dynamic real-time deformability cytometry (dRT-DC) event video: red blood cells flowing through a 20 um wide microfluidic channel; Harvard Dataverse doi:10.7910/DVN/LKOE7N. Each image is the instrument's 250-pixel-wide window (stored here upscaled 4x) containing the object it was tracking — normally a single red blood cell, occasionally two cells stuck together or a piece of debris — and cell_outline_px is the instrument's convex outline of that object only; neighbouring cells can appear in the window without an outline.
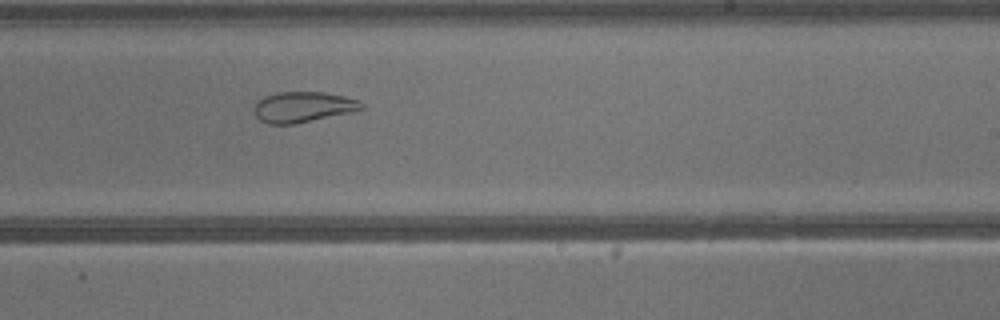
{"species": "common noctule bat (a hibernating species)", "species_latin": "Nyctalus noctula", "temperature_condition": "warm", "stored_images_in_passage": 27, "camera_frame_rate_fps": 3000, "um_per_image_px": 0.085, "animal": {"sex": "male", "body_mass_g": 13.3}, "frame": {"image": 1, "passage_image": 12, "time_ms": 3.667, "image_size_px": [1000, 320], "cell_outline_px": [[364, 108], [352, 112], [296, 124], [268, 124], [260, 120], [256, 116], [252, 108], [264, 96], [276, 92], [324, 92], [344, 96], [360, 100], [364, 104]], "centroid_in_image_um": [25.77, 9.09], "position_along_channel_um": 263.2, "area_um2": 19.31}}
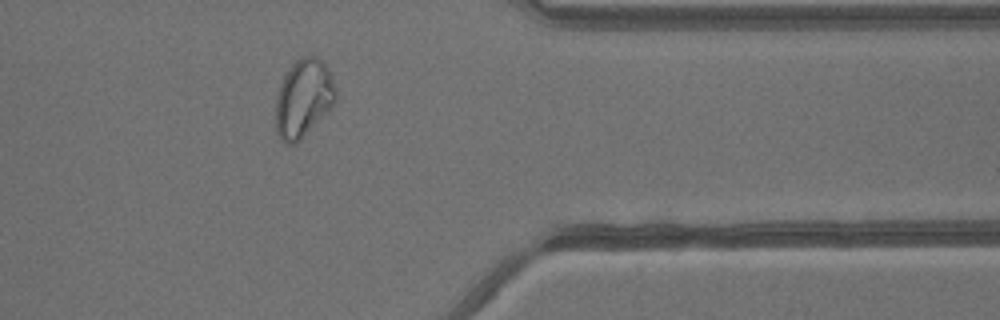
{"frame": {"image": 2, "passage_image": 20, "time_ms": 6.333, "image_size_px": [1000, 320], "cell_outline_px": [[336, 100], [300, 140], [292, 144], [288, 144], [280, 140], [276, 132], [276, 96], [280, 84], [288, 68], [296, 60], [304, 56], [316, 56], [328, 68], [332, 76], [336, 88]], "centroid_in_image_um": [25.77, 8.33], "position_along_channel_um": 385.6, "area_um2": 26.99}}